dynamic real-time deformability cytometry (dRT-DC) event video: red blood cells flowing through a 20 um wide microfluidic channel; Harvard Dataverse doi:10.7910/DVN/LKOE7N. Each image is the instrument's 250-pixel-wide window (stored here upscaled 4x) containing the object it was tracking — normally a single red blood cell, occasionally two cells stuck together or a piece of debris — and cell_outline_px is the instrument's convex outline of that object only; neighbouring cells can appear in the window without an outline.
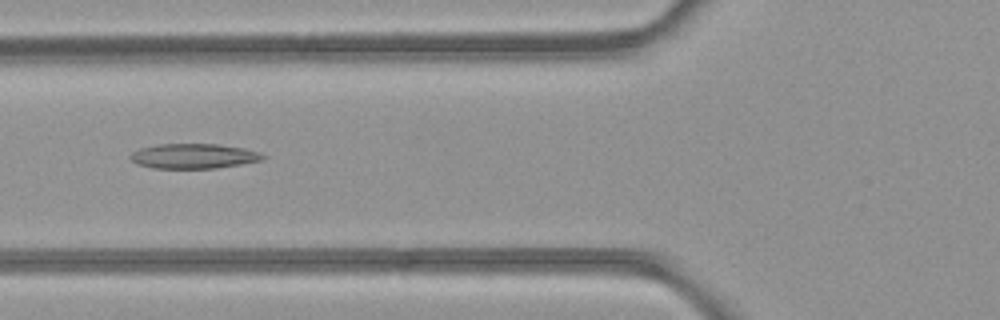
{"species": "common noctule bat (a hibernating species)", "species_latin": "Nyctalus noctula", "temperature_condition": "room temperature", "stored_images_in_passage": 39, "camera_frame_rate_fps": 3000, "um_per_image_px": 0.085, "animal": {"sex": "female", "body_mass_g": 21.9}, "frame": {"image": 1, "passage_image": 8, "time_ms": 2.333, "image_size_px": [1000, 320], "cell_outline_px": [[268, 156], [260, 160], [240, 164], [216, 168], [152, 168], [136, 164], [128, 156], [132, 152], [140, 148], [160, 144], [216, 144], [244, 148], [260, 152]], "centroid_in_image_um": [16.44, 13.27], "position_along_channel_um": 109.4, "area_um2": 19.19}}
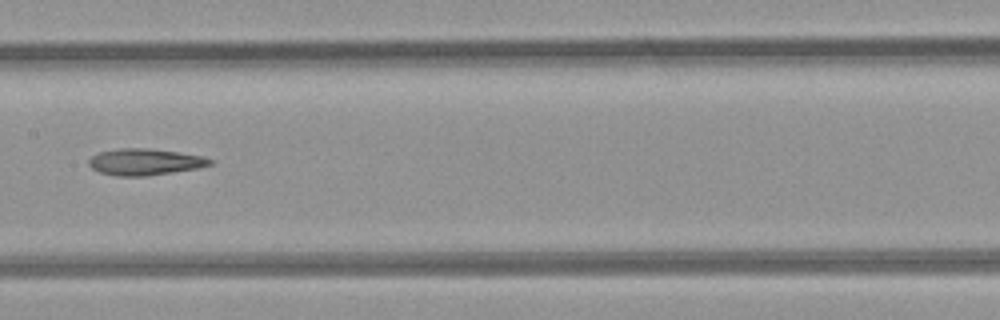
{"frame": {"image": 2, "passage_image": 14, "time_ms": 4.333, "image_size_px": [1000, 320], "cell_outline_px": [[212, 164], [196, 168], [148, 176], [116, 176], [100, 172], [92, 168], [88, 164], [88, 160], [92, 156], [100, 152], [120, 148], [148, 148], [204, 156], [212, 160]], "centroid_in_image_um": [12.29, 13.76], "position_along_channel_um": 195.1, "area_um2": 18.55}}
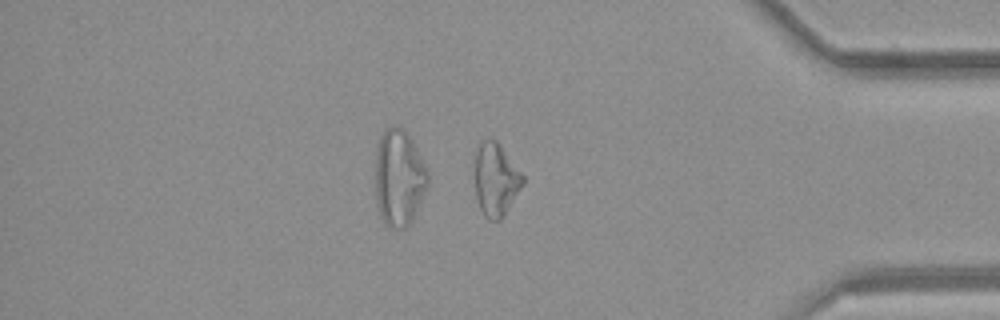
{"frame": {"image": 3, "passage_image": 30, "time_ms": 9.667, "image_size_px": [1000, 320], "cell_outline_px": [[524, 184], [504, 216], [500, 220], [488, 220], [484, 216], [476, 200], [472, 172], [476, 148], [484, 140], [492, 136], [500, 144], [524, 176]], "centroid_in_image_um": [42.09, 15.25], "position_along_channel_um": 393.1, "area_um2": 21.21}}